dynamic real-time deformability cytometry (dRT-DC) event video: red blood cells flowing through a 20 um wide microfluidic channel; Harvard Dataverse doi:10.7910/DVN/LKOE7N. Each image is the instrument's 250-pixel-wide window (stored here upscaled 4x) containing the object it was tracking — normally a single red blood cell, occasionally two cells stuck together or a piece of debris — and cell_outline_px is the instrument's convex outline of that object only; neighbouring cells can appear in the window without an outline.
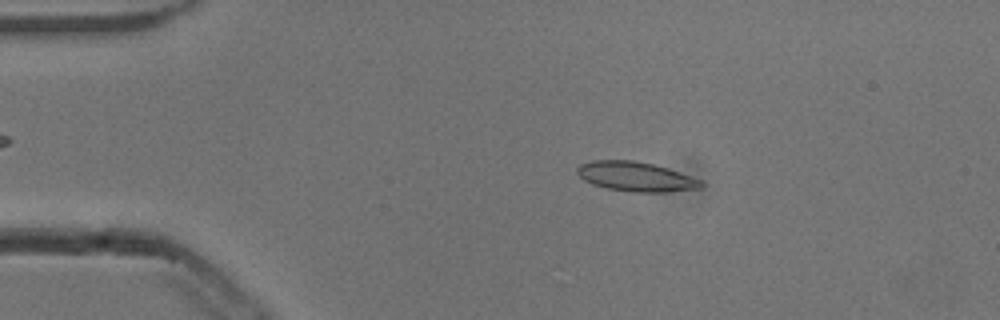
{"species": "common noctule bat (a hibernating species)", "species_latin": "Nyctalus noctula", "temperature_condition": "cold", "stored_images_in_passage": 31, "camera_frame_rate_fps": 3000, "um_per_image_px": 0.085, "animal": {"sex": "male", "body_mass_g": 13.3}, "frame": {"image": 1, "passage_image": 9, "time_ms": 2.667, "image_size_px": [1000, 320], "cell_outline_px": [[704, 188], [664, 192], [632, 192], [608, 188], [592, 184], [584, 180], [576, 172], [576, 168], [580, 164], [592, 160], [632, 160], [652, 164], [668, 168], [704, 180]], "centroid_in_image_um": [54.09, 15.01], "position_along_channel_um": 30.9, "area_um2": 21.5}}
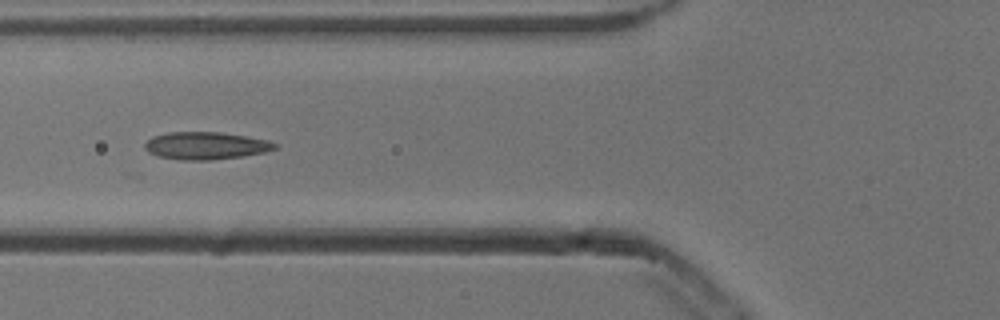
{"frame": {"image": 2, "passage_image": 19, "time_ms": 6.0, "image_size_px": [1000, 320], "cell_outline_px": [[280, 144], [276, 148], [264, 152], [240, 156], [212, 160], [180, 160], [156, 156], [148, 152], [144, 148], [144, 144], [152, 136], [168, 132], [220, 132], [268, 140]], "centroid_in_image_um": [17.46, 12.38], "position_along_channel_um": 108.3, "area_um2": 20.87}}
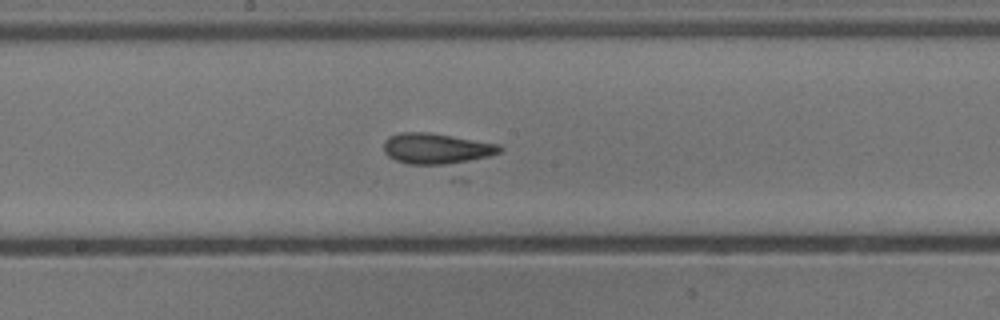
{"frame": {"image": 3, "passage_image": 27, "time_ms": 8.667, "image_size_px": [1000, 320], "cell_outline_px": [[504, 148], [500, 152], [488, 156], [460, 164], [408, 164], [396, 160], [388, 156], [384, 152], [384, 140], [388, 136], [400, 132], [428, 132], [500, 144]], "centroid_in_image_um": [37.1, 12.63], "position_along_channel_um": 211.1, "area_um2": 20.98}}